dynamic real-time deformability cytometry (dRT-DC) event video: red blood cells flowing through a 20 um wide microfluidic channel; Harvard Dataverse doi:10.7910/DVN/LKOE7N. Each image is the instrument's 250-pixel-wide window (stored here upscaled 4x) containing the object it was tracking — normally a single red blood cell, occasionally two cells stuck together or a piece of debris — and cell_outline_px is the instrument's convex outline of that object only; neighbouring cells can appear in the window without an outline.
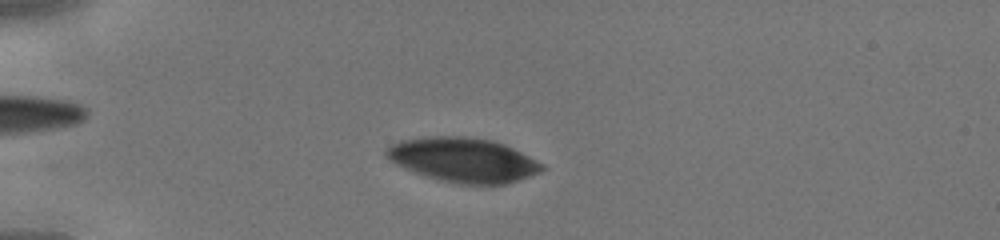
{"species": "human", "species_latin": "Homo sapiens", "temperature_condition": "cold", "stored_images_in_passage": 42, "camera_frame_rate_fps": 3000, "um_per_image_px": 0.085, "donor": {"sex": "male"}, "frame": {"image": 1, "passage_image": 10, "time_ms": 3.0, "image_size_px": [1000, 240], "cell_outline_px": [[544, 168], [540, 172], [504, 184], [460, 184], [428, 176], [404, 168], [396, 164], [384, 152], [384, 148], [400, 140], [424, 136], [464, 136], [492, 140], [504, 144], [544, 164]], "centroid_in_image_um": [39.35, 13.57], "position_along_channel_um": 45.6, "area_um2": 39.82}}
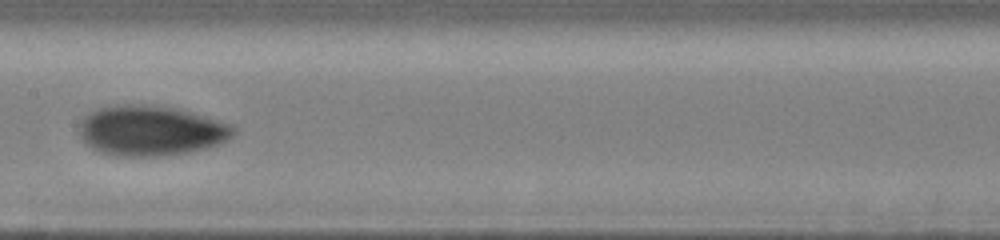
{"frame": {"image": 2, "passage_image": 22, "time_ms": 7.0, "image_size_px": [1000, 240], "cell_outline_px": [[236, 132], [228, 140], [220, 144], [188, 152], [164, 156], [116, 156], [100, 152], [92, 148], [80, 136], [80, 120], [88, 112], [96, 108], [116, 104], [144, 104], [172, 108], [204, 116], [232, 124], [236, 128]], "centroid_in_image_um": [12.8, 11.1], "position_along_channel_um": 194.6, "area_um2": 45.2}}
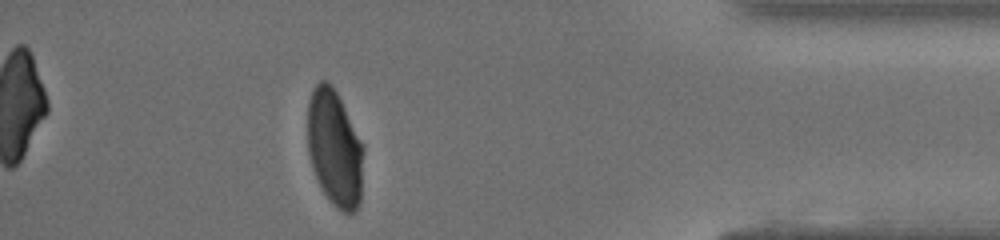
{"frame": {"image": 3, "passage_image": 38, "time_ms": 12.333, "image_size_px": [1000, 240], "cell_outline_px": [[364, 148], [360, 204], [356, 212], [344, 212], [336, 208], [332, 204], [324, 192], [316, 176], [308, 152], [308, 100], [312, 88], [320, 80], [324, 80], [332, 84], [364, 144]], "centroid_in_image_um": [28.46, 12.58], "position_along_channel_um": 406.7, "area_um2": 38.15}}